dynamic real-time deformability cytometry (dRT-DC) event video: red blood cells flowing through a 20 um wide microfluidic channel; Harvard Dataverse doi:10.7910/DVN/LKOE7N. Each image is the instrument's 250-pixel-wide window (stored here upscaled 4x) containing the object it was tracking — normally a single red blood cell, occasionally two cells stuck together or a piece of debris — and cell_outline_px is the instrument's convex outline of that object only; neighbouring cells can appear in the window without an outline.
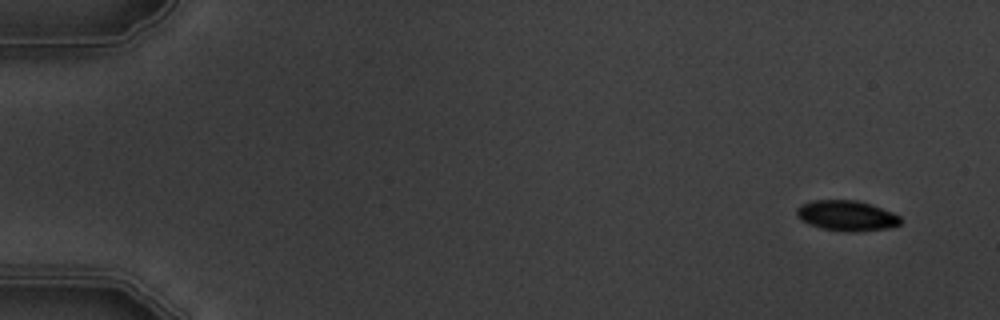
{"species": "common noctule bat (a hibernating species)", "species_latin": "Nyctalus noctula", "temperature_condition": "warm", "stored_images_in_passage": 5, "camera_frame_rate_fps": 3000, "um_per_image_px": 0.085, "animal": {"sex": "male", "body_mass_g": 19.5, "forearm_length_mm": 54.6}, "frame": {"image": 1, "passage_image": 1, "time_ms": 0.0, "image_size_px": [1000, 320], "cell_outline_px": [[900, 224], [888, 228], [856, 232], [848, 232], [820, 228], [808, 224], [800, 220], [796, 216], [796, 208], [800, 204], [812, 200], [856, 200], [892, 212], [900, 216]], "centroid_in_image_um": [71.9, 18.34], "position_along_channel_um": 13.1, "area_um2": 18.44}}